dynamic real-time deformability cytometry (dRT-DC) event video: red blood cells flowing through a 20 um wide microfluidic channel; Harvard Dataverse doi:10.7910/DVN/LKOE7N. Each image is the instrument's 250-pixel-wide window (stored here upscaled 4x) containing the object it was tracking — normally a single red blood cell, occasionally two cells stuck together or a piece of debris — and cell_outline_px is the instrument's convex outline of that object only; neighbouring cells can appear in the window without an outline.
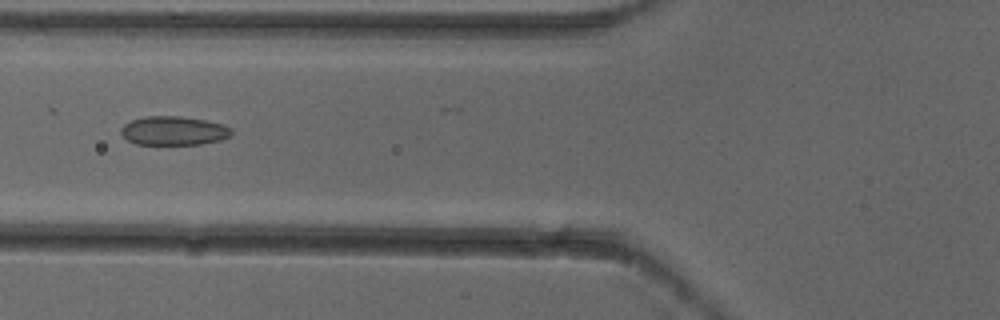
{"species": "common noctule bat (a hibernating species)", "species_latin": "Nyctalus noctula", "temperature_condition": "cold", "stored_images_in_passage": 6, "camera_frame_rate_fps": 3000, "um_per_image_px": 0.085, "animal": {"sex": "female"}, "frame": {"image": 1, "passage_image": 6, "time_ms": 1.667, "image_size_px": [1000, 320], "cell_outline_px": [[232, 132], [228, 136], [220, 140], [200, 144], [136, 144], [128, 140], [120, 132], [120, 128], [124, 124], [132, 120], [144, 116], [180, 116], [204, 120], [224, 124], [232, 128]], "centroid_in_image_um": [14.75, 11.1], "position_along_channel_um": 111.0, "area_um2": 18.55}}